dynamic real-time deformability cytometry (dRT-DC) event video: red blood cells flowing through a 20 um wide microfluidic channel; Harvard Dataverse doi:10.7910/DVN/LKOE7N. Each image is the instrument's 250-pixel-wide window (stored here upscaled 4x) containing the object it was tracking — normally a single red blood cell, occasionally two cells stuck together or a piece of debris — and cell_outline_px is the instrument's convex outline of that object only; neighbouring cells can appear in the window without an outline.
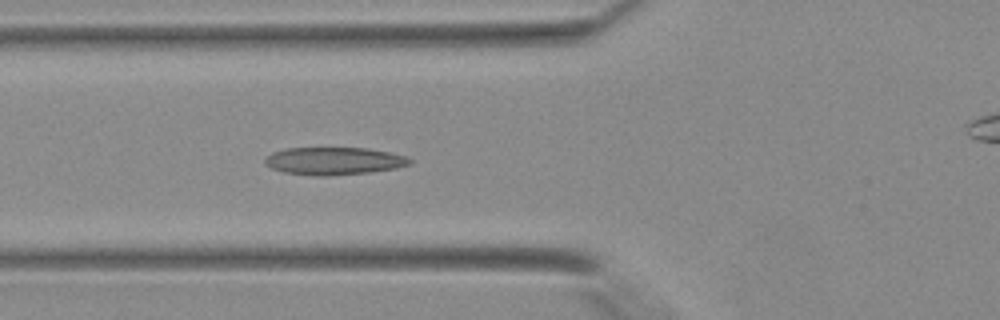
{"species": "Egyptian fruit bat (a non-hibernating species)", "species_latin": "Rousettus aegyptiacus", "temperature_condition": "warm", "stored_images_in_passage": 43, "camera_frame_rate_fps": 3000, "um_per_image_px": 0.085, "animal": {"sex": "female"}, "frame": {"image": 1, "passage_image": 16, "time_ms": 5.0, "image_size_px": [1000, 320], "cell_outline_px": [[412, 164], [396, 168], [368, 172], [324, 176], [320, 176], [284, 172], [272, 168], [264, 164], [264, 160], [272, 152], [284, 148], [368, 148], [388, 152], [404, 156], [412, 160]], "centroid_in_image_um": [28.37, 13.67], "position_along_channel_um": 97.4, "area_um2": 23.12}}
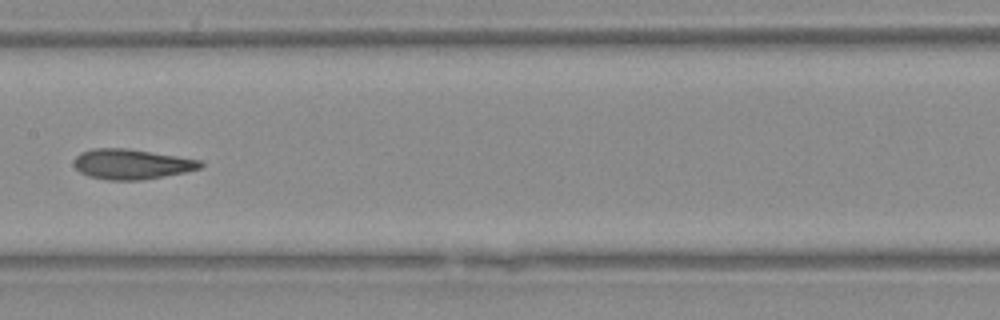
{"frame": {"image": 2, "passage_image": 22, "time_ms": 7.0, "image_size_px": [1000, 320], "cell_outline_px": [[204, 164], [200, 168], [184, 172], [140, 180], [108, 180], [88, 176], [80, 172], [72, 164], [76, 156], [80, 152], [92, 148], [128, 148], [200, 160]], "centroid_in_image_um": [11.13, 13.94], "position_along_channel_um": 196.3, "area_um2": 22.14}}
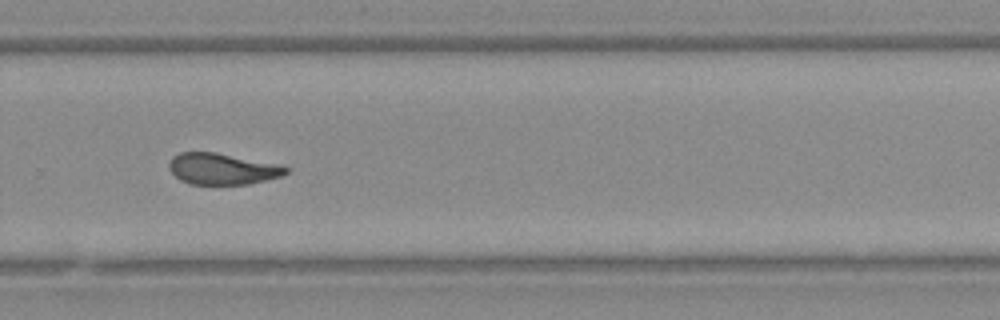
{"frame": {"image": 3, "passage_image": 29, "time_ms": 9.333, "image_size_px": [1000, 320], "cell_outline_px": [[288, 172], [280, 176], [248, 184], [192, 184], [180, 180], [168, 168], [168, 164], [172, 156], [180, 152], [216, 152], [272, 164], [288, 168]], "centroid_in_image_um": [18.8, 14.35], "position_along_channel_um": 311.0, "area_um2": 20.81}}